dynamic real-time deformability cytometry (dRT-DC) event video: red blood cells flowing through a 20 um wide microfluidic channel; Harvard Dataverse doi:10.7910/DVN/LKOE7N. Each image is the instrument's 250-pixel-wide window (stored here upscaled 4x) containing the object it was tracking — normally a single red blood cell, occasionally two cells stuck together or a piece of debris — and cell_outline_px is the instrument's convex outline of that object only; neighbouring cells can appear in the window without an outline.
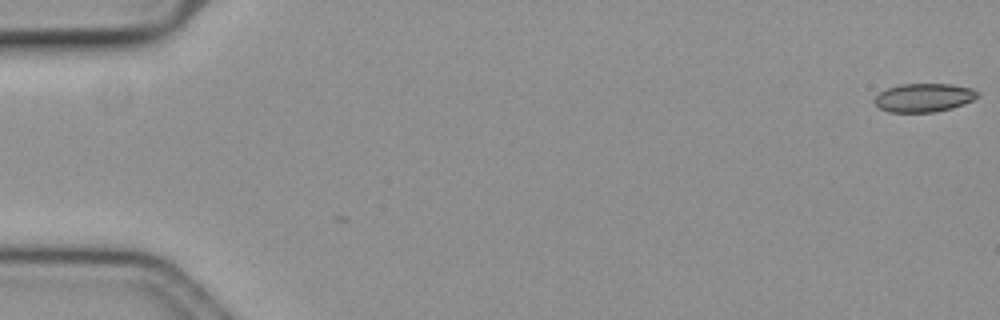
{"species": "common noctule bat (a hibernating species)", "species_latin": "Nyctalus noctula", "temperature_condition": "cold", "stored_images_in_passage": 5, "camera_frame_rate_fps": 3000, "um_per_image_px": 0.085, "animal": {"sex": "female", "body_mass_g": 19.3, "forearm_length_mm": 54.1}, "frame": {"image": 1, "passage_image": 5, "time_ms": 1.333, "image_size_px": [1000, 320], "cell_outline_px": [[980, 96], [964, 104], [952, 108], [936, 112], [888, 112], [880, 108], [872, 100], [880, 92], [888, 88], [900, 84], [952, 84], [972, 88], [980, 92]], "centroid_in_image_um": [78.55, 8.3], "position_along_channel_um": 6.4, "area_um2": 17.28}}